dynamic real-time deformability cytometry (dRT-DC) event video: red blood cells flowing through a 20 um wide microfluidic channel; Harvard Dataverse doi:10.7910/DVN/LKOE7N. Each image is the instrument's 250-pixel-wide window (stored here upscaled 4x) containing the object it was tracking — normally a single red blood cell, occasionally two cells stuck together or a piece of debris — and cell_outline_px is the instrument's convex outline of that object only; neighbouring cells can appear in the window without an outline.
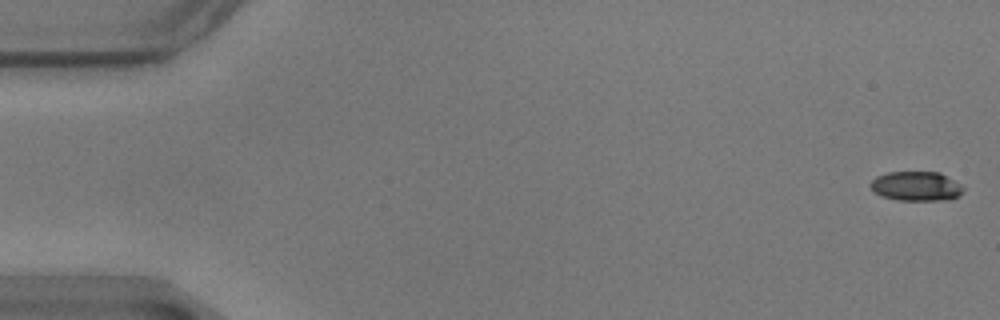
{"species": "common noctule bat (a hibernating species)", "species_latin": "Nyctalus noctula", "temperature_condition": "warm", "stored_images_in_passage": 59, "camera_frame_rate_fps": 3000, "um_per_image_px": 0.085, "animal": {"sex": "male", "body_mass_g": 17.9}, "frame": {"image": 1, "passage_image": 2, "time_ms": 0.333, "image_size_px": [1000, 320], "cell_outline_px": [[964, 188], [960, 196], [952, 200], [896, 200], [880, 196], [868, 184], [876, 176], [888, 172], [940, 172], [960, 184]], "centroid_in_image_um": [77.89, 15.83], "position_along_channel_um": 7.1, "area_um2": 16.07}}
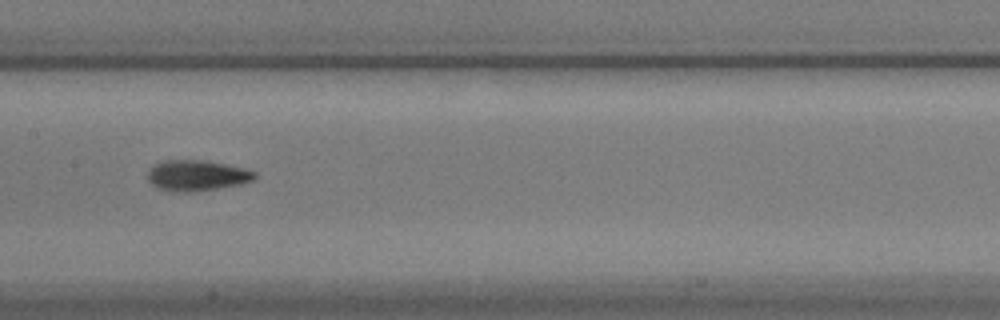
{"frame": {"image": 2, "passage_image": 30, "time_ms": 9.667, "image_size_px": [1000, 320], "cell_outline_px": [[256, 176], [252, 180], [240, 184], [192, 192], [168, 192], [156, 188], [148, 180], [148, 172], [156, 164], [164, 160], [204, 160], [244, 168], [256, 172]], "centroid_in_image_um": [16.7, 14.93], "position_along_channel_um": 190.7, "area_um2": 19.07}}
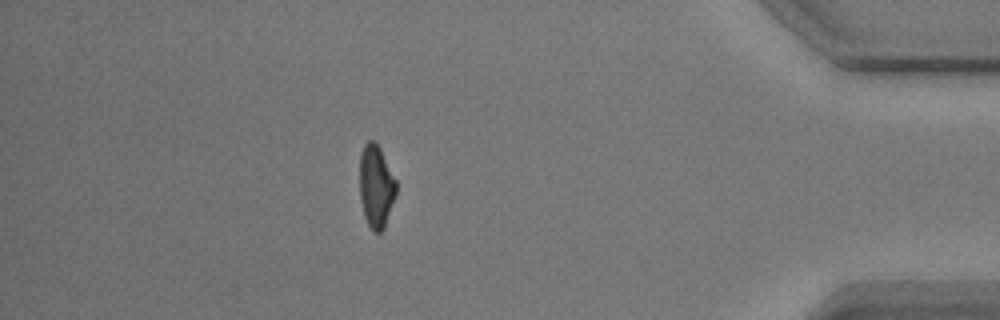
{"frame": {"image": 3, "passage_image": 52, "time_ms": 17.0, "image_size_px": [1000, 320], "cell_outline_px": [[396, 196], [384, 228], [380, 232], [372, 232], [364, 216], [360, 196], [360, 152], [364, 144], [368, 140], [372, 140], [380, 148], [396, 180]], "centroid_in_image_um": [31.96, 15.84], "position_along_channel_um": 403.2, "area_um2": 17.63}, "authors_computed_cell_mechanics": {"area_um2": 18.1492, "velocity_mm_per_s": 3.5014, "shape_relaxation_time_tau1_ms": 4.3101, "shape_relaxation_time_tau2_ms": 1.9018, "deformation_change_tau1": 0.1667, "deformation_change_tau2": 0.0869}}